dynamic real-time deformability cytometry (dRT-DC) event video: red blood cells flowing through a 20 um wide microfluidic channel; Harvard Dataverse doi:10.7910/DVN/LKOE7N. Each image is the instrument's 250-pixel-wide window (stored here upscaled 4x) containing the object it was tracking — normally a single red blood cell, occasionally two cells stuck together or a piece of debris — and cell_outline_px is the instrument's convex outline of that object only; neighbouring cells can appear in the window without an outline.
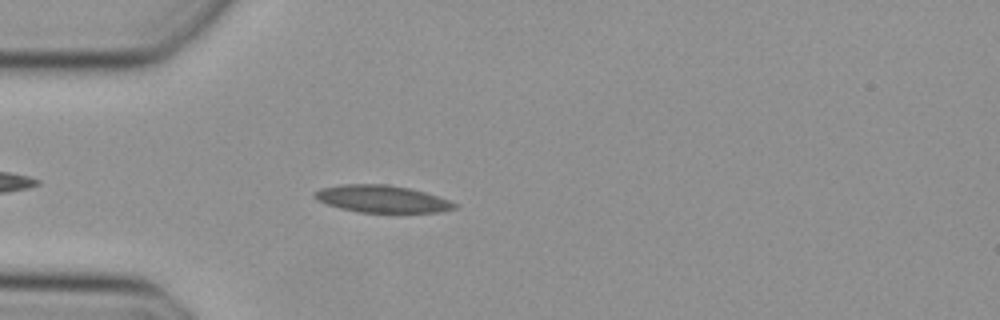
{"species": "Egyptian fruit bat (a non-hibernating species)", "species_latin": "Rousettus aegyptiacus", "temperature_condition": "cold", "stored_images_in_passage": 39, "camera_frame_rate_fps": 3000, "um_per_image_px": 0.085, "animal": {"sex": "female"}, "frame": {"image": 1, "passage_image": 4, "time_ms": 1.0, "image_size_px": [1000, 320], "cell_outline_px": [[460, 204], [456, 208], [440, 212], [360, 212], [328, 204], [316, 200], [312, 196], [320, 188], [340, 184], [384, 184], [408, 188], [424, 192]], "centroid_in_image_um": [32.47, 16.9], "position_along_channel_um": 52.5, "area_um2": 21.91}}
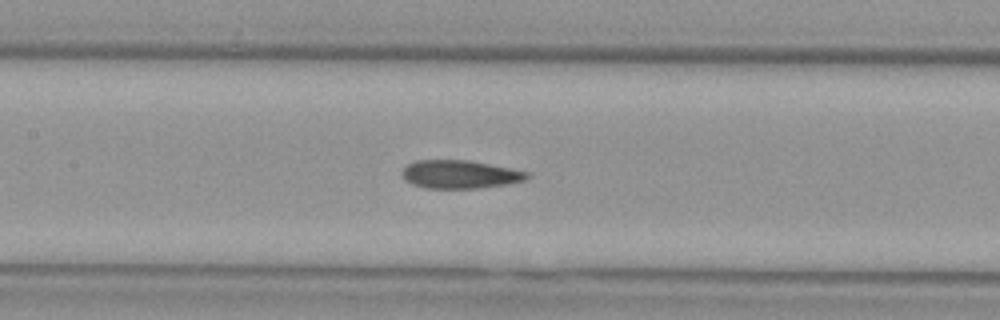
{"frame": {"image": 2, "passage_image": 13, "time_ms": 4.0, "image_size_px": [1000, 320], "cell_outline_px": [[528, 176], [524, 180], [504, 184], [476, 188], [424, 188], [412, 184], [404, 180], [400, 172], [408, 164], [416, 160], [468, 160], [512, 168], [528, 172]], "centroid_in_image_um": [39.03, 14.81], "position_along_channel_um": 168.4, "area_um2": 20.46}}
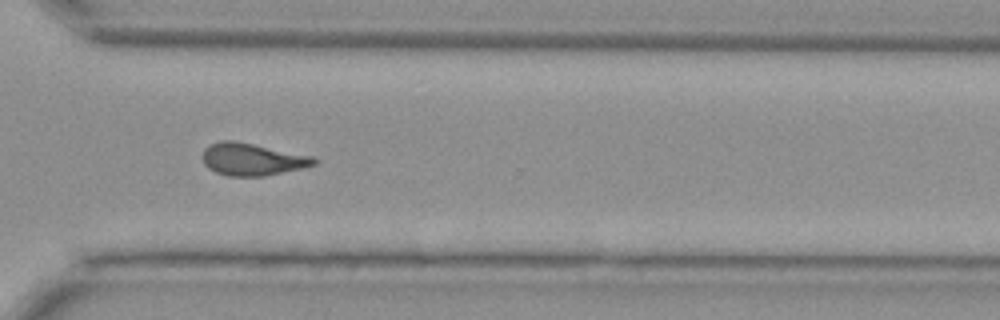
{"frame": {"image": 3, "passage_image": 26, "time_ms": 8.333, "image_size_px": [1000, 320], "cell_outline_px": [[320, 160], [316, 164], [304, 168], [264, 176], [228, 176], [216, 172], [208, 168], [204, 164], [200, 156], [204, 148], [208, 144], [220, 140], [232, 140], [316, 156]], "centroid_in_image_um": [21.45, 13.53], "position_along_channel_um": 349.2, "area_um2": 21.44}}